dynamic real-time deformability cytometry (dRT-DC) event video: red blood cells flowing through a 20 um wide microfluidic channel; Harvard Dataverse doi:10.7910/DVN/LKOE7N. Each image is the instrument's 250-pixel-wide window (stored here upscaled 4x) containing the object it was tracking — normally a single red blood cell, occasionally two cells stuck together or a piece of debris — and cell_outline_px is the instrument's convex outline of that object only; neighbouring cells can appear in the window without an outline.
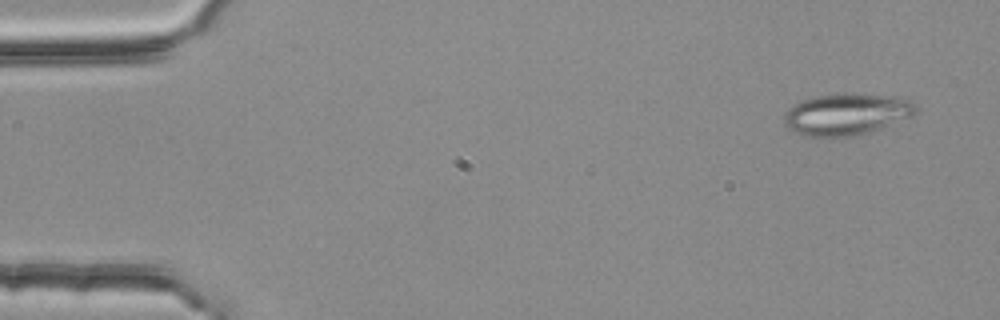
{"species": "common noctule bat (a hibernating species)", "species_latin": "Nyctalus noctula", "temperature_condition": "room temperature", "stored_images_in_passage": 4, "camera_frame_rate_fps": 3000, "um_per_image_px": 0.085, "animal": {"sex": "female", "body_mass_g": 25.1}, "frame": {"image": 1, "passage_image": 1, "time_ms": 0.0, "image_size_px": [1000, 320], "cell_outline_px": [[916, 112], [912, 116], [860, 136], [804, 136], [788, 128], [784, 120], [784, 116], [788, 108], [800, 100], [816, 96], [844, 92], [856, 92], [904, 96], [912, 100], [916, 104]], "centroid_in_image_um": [72.02, 9.67], "position_along_channel_um": 13.0, "area_um2": 32.71}}